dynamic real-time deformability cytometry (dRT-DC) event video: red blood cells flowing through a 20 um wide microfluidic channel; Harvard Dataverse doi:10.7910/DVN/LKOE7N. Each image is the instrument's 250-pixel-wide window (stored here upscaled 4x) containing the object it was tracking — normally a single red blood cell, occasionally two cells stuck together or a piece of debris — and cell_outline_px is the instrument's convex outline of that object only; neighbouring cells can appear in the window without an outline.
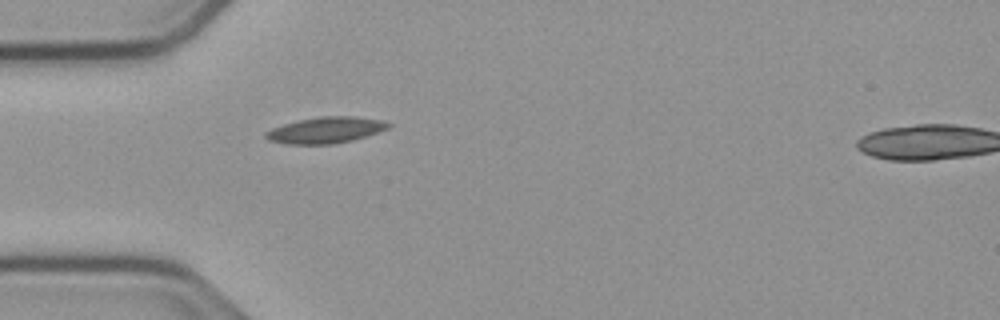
{"species": "common noctule bat (a hibernating species)", "species_latin": "Nyctalus noctula", "temperature_condition": "cold", "stored_images_in_passage": 36, "camera_frame_rate_fps": 3000, "um_per_image_px": 0.085, "animal": {"sex": "male", "body_mass_g": 23.1, "forearm_length_mm": 52.7}, "frame": {"image": 1, "passage_image": 1, "time_ms": 0.0, "image_size_px": [1000, 320], "cell_outline_px": [[392, 124], [388, 128], [352, 140], [332, 144], [284, 144], [268, 140], [264, 136], [264, 132], [272, 128], [296, 120], [320, 116], [356, 116], [380, 120]], "centroid_in_image_um": [27.62, 11.05], "position_along_channel_um": 57.4, "area_um2": 18.67}}
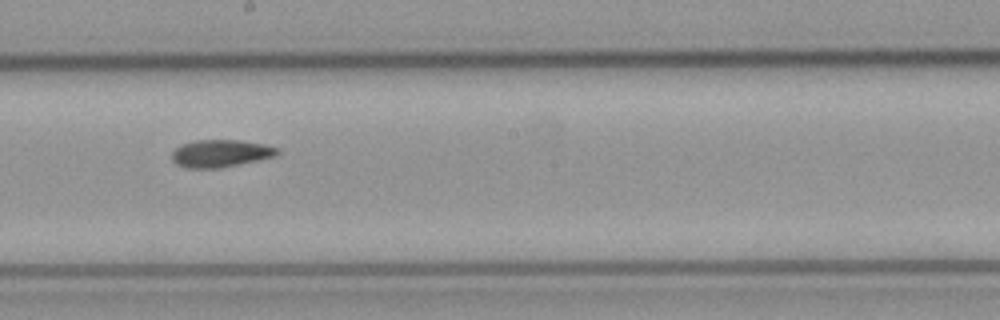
{"frame": {"image": 2, "passage_image": 15, "time_ms": 4.667, "image_size_px": [1000, 320], "cell_outline_px": [[280, 152], [276, 156], [220, 168], [188, 168], [176, 164], [172, 160], [172, 152], [180, 144], [196, 140], [240, 140], [264, 144], [280, 148]], "centroid_in_image_um": [18.76, 13.03], "position_along_channel_um": 229.4, "area_um2": 16.94}}
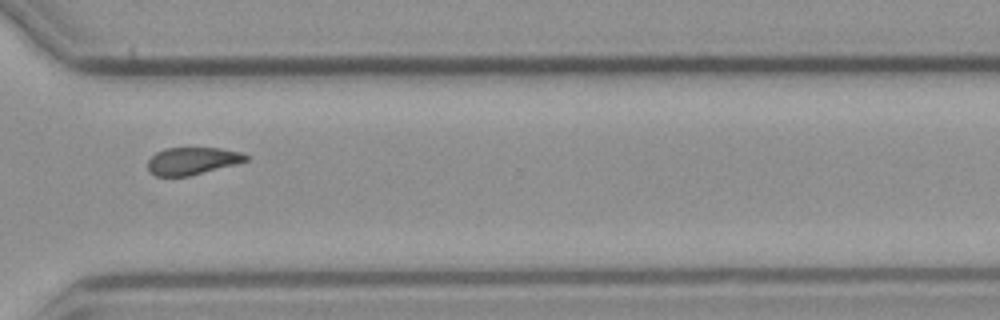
{"frame": {"image": 3, "passage_image": 25, "time_ms": 8.0, "image_size_px": [1000, 320], "cell_outline_px": [[248, 160], [236, 164], [188, 176], [156, 176], [148, 172], [148, 160], [156, 152], [164, 148], [220, 148], [240, 152], [248, 156]], "centroid_in_image_um": [16.32, 13.68], "position_along_channel_um": 354.3, "area_um2": 15.61}, "authors_computed_cell_mechanics": {"area_um2": 16.8487, "velocity_mm_per_s": 3.7466, "shape_relaxation_time_tau1_ms": null, "shape_relaxation_time_tau2_ms": 8.7311, "deformation_change_tau1": null, "deformation_change_tau2": 0.1384}}